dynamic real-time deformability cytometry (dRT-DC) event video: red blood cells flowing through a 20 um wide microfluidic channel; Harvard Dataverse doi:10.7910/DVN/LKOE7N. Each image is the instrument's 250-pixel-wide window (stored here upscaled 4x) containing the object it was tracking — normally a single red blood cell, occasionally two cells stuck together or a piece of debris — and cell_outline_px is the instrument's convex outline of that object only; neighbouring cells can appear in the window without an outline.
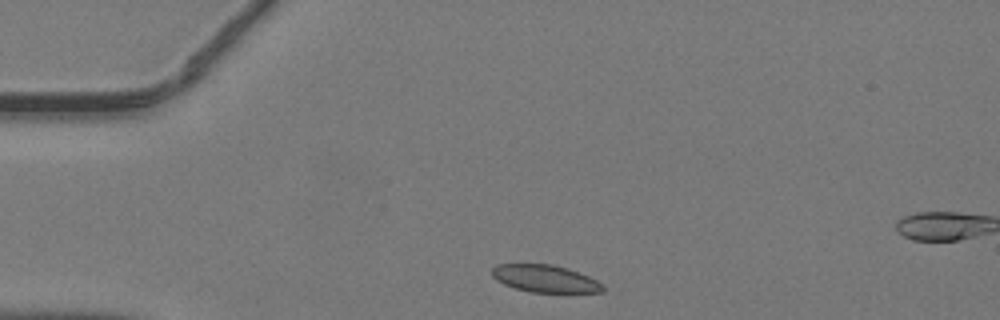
{"species": "common noctule bat (a hibernating species)", "species_latin": "Nyctalus noctula", "temperature_condition": "warm", "stored_images_in_passage": 39, "segment_of_instrument_passage": [1, 2], "camera_frame_rate_fps": 3000, "um_per_image_px": 0.085, "animal": {"sex": "male", "body_mass_g": 19.2, "forearm_length_mm": 51.8}, "frame": {"image": 1, "passage_image": 2, "time_ms": 0.333, "image_size_px": [1000, 320], "cell_outline_px": [[604, 292], [528, 292], [504, 284], [496, 280], [492, 276], [492, 268], [496, 264], [552, 264], [568, 268], [580, 272], [604, 284]], "centroid_in_image_um": [46.34, 23.68], "position_along_channel_um": 38.7, "area_um2": 17.74}}
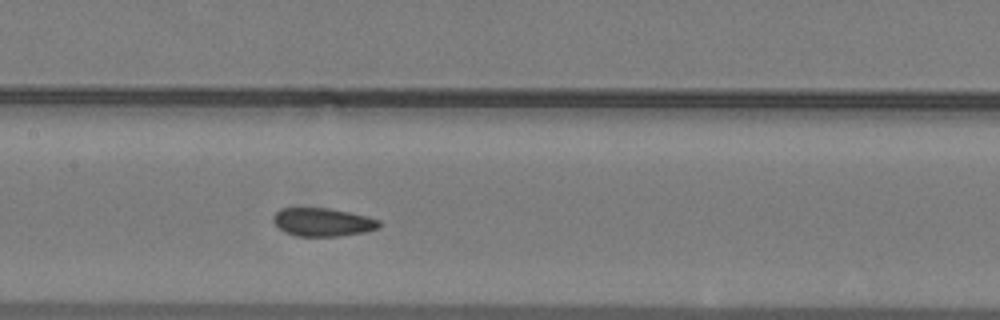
{"frame": {"image": 2, "passage_image": 14, "time_ms": 4.333, "image_size_px": [1000, 320], "cell_outline_px": [[380, 228], [364, 232], [340, 236], [296, 236], [280, 228], [272, 220], [272, 216], [280, 208], [328, 208], [368, 216], [380, 220]], "centroid_in_image_um": [27.45, 18.87], "position_along_channel_um": 179.9, "area_um2": 17.4}}
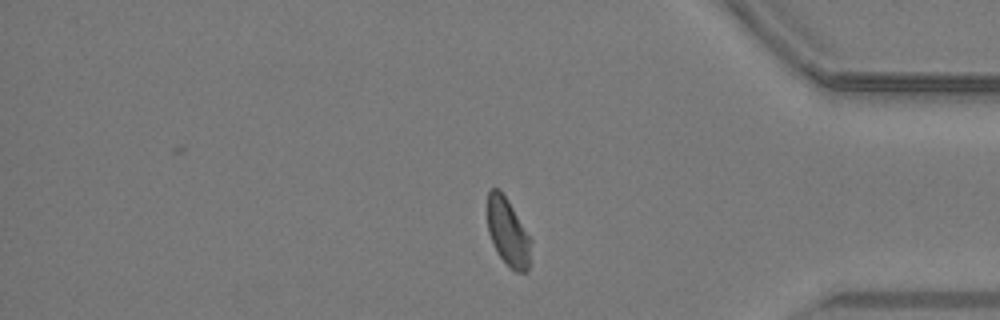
{"frame": {"image": 3, "passage_image": 30, "time_ms": 9.667, "image_size_px": [1000, 320], "cell_outline_px": [[532, 240], [528, 268], [524, 272], [516, 272], [496, 252], [488, 232], [488, 192], [492, 188], [500, 188], [508, 200]], "centroid_in_image_um": [43.17, 19.71], "position_along_channel_um": 392.0, "area_um2": 16.99}}